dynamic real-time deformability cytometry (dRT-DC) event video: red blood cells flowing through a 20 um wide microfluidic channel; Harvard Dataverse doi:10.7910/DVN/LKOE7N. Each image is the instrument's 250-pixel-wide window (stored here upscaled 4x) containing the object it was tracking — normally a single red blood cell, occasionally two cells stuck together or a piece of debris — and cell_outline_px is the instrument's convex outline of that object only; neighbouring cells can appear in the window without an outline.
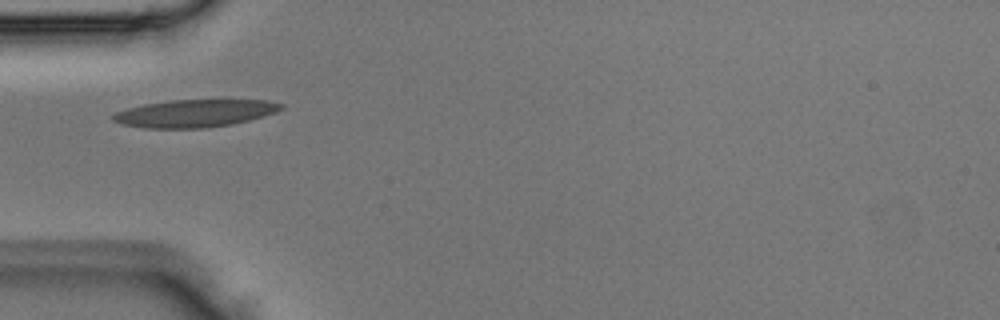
{"species": "Egyptian fruit bat (a non-hibernating species)", "species_latin": "Rousettus aegyptiacus", "temperature_condition": "room temperature", "stored_images_in_passage": 1, "camera_frame_rate_fps": 3000, "um_per_image_px": 0.085, "animal": {"sex": "male"}, "frame": {"image": 1, "passage_image": 1, "time_ms": 0.0, "image_size_px": [1000, 320], "cell_outline_px": [[284, 108], [276, 112], [264, 116], [232, 124], [204, 128], [144, 128], [124, 124], [112, 120], [112, 116], [116, 112], [128, 108], [144, 104], [172, 100], [268, 100], [284, 104]], "centroid_in_image_um": [16.59, 9.63], "position_along_channel_um": 68.4, "area_um2": 26.88}}